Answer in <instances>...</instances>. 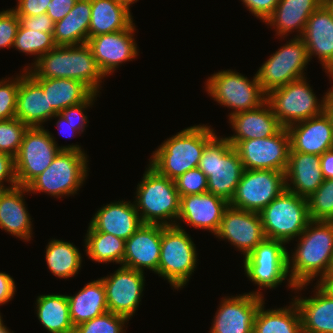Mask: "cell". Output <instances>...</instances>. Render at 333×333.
<instances>
[{
	"instance_id": "6da1fadb",
	"label": "cell",
	"mask_w": 333,
	"mask_h": 333,
	"mask_svg": "<svg viewBox=\"0 0 333 333\" xmlns=\"http://www.w3.org/2000/svg\"><path fill=\"white\" fill-rule=\"evenodd\" d=\"M297 238L292 257L288 252V273L296 293L315 277L321 279L329 272L333 259V221L311 220Z\"/></svg>"
},
{
	"instance_id": "7a4b0ae2",
	"label": "cell",
	"mask_w": 333,
	"mask_h": 333,
	"mask_svg": "<svg viewBox=\"0 0 333 333\" xmlns=\"http://www.w3.org/2000/svg\"><path fill=\"white\" fill-rule=\"evenodd\" d=\"M33 65V66H32ZM25 70L33 78H69L81 81L93 93H99L106 77L87 43L56 46Z\"/></svg>"
},
{
	"instance_id": "3957f363",
	"label": "cell",
	"mask_w": 333,
	"mask_h": 333,
	"mask_svg": "<svg viewBox=\"0 0 333 333\" xmlns=\"http://www.w3.org/2000/svg\"><path fill=\"white\" fill-rule=\"evenodd\" d=\"M208 125H193L167 138L153 151L149 164L161 175L175 180L199 166L206 144L216 135Z\"/></svg>"
},
{
	"instance_id": "277c9868",
	"label": "cell",
	"mask_w": 333,
	"mask_h": 333,
	"mask_svg": "<svg viewBox=\"0 0 333 333\" xmlns=\"http://www.w3.org/2000/svg\"><path fill=\"white\" fill-rule=\"evenodd\" d=\"M147 166L133 201L140 220L143 224L176 225L180 197L175 182L161 175L150 164Z\"/></svg>"
},
{
	"instance_id": "5b68a950",
	"label": "cell",
	"mask_w": 333,
	"mask_h": 333,
	"mask_svg": "<svg viewBox=\"0 0 333 333\" xmlns=\"http://www.w3.org/2000/svg\"><path fill=\"white\" fill-rule=\"evenodd\" d=\"M198 168L207 176L208 192L230 203L245 168L225 137L215 135L206 144Z\"/></svg>"
},
{
	"instance_id": "8992f818",
	"label": "cell",
	"mask_w": 333,
	"mask_h": 333,
	"mask_svg": "<svg viewBox=\"0 0 333 333\" xmlns=\"http://www.w3.org/2000/svg\"><path fill=\"white\" fill-rule=\"evenodd\" d=\"M180 224L162 225L160 260L156 273L177 290L189 282L198 258L191 236Z\"/></svg>"
},
{
	"instance_id": "52a82bcc",
	"label": "cell",
	"mask_w": 333,
	"mask_h": 333,
	"mask_svg": "<svg viewBox=\"0 0 333 333\" xmlns=\"http://www.w3.org/2000/svg\"><path fill=\"white\" fill-rule=\"evenodd\" d=\"M45 127H29L25 132L15 160V173L19 186L27 187L52 163L60 150L85 153L79 145L58 146L55 137Z\"/></svg>"
},
{
	"instance_id": "ba28073f",
	"label": "cell",
	"mask_w": 333,
	"mask_h": 333,
	"mask_svg": "<svg viewBox=\"0 0 333 333\" xmlns=\"http://www.w3.org/2000/svg\"><path fill=\"white\" fill-rule=\"evenodd\" d=\"M87 159L85 153L60 150L51 165L27 186L28 191L43 192L59 199L77 194L88 176Z\"/></svg>"
},
{
	"instance_id": "9c48e42d",
	"label": "cell",
	"mask_w": 333,
	"mask_h": 333,
	"mask_svg": "<svg viewBox=\"0 0 333 333\" xmlns=\"http://www.w3.org/2000/svg\"><path fill=\"white\" fill-rule=\"evenodd\" d=\"M265 237L288 243L311 221L307 198L285 189L260 213Z\"/></svg>"
},
{
	"instance_id": "30bf717a",
	"label": "cell",
	"mask_w": 333,
	"mask_h": 333,
	"mask_svg": "<svg viewBox=\"0 0 333 333\" xmlns=\"http://www.w3.org/2000/svg\"><path fill=\"white\" fill-rule=\"evenodd\" d=\"M205 87L207 94L214 101L234 110L229 116L255 109L267 99L256 74L249 80L245 75L231 69L212 74L208 77Z\"/></svg>"
},
{
	"instance_id": "8fae6325",
	"label": "cell",
	"mask_w": 333,
	"mask_h": 333,
	"mask_svg": "<svg viewBox=\"0 0 333 333\" xmlns=\"http://www.w3.org/2000/svg\"><path fill=\"white\" fill-rule=\"evenodd\" d=\"M320 101L307 82L306 77L274 89L267 94L274 115L282 127L321 115L325 110V97ZM319 101V102H318Z\"/></svg>"
},
{
	"instance_id": "7c38bea8",
	"label": "cell",
	"mask_w": 333,
	"mask_h": 333,
	"mask_svg": "<svg viewBox=\"0 0 333 333\" xmlns=\"http://www.w3.org/2000/svg\"><path fill=\"white\" fill-rule=\"evenodd\" d=\"M286 243L265 238L246 257L243 258L244 272L253 284L263 288L274 289L285 279L292 291L295 285L288 273V250Z\"/></svg>"
},
{
	"instance_id": "4fadbf2b",
	"label": "cell",
	"mask_w": 333,
	"mask_h": 333,
	"mask_svg": "<svg viewBox=\"0 0 333 333\" xmlns=\"http://www.w3.org/2000/svg\"><path fill=\"white\" fill-rule=\"evenodd\" d=\"M290 40L271 54L256 72L258 82L266 95L305 77L304 69L310 62L305 42L296 36Z\"/></svg>"
},
{
	"instance_id": "5bb4252c",
	"label": "cell",
	"mask_w": 333,
	"mask_h": 333,
	"mask_svg": "<svg viewBox=\"0 0 333 333\" xmlns=\"http://www.w3.org/2000/svg\"><path fill=\"white\" fill-rule=\"evenodd\" d=\"M237 151L246 170L286 172L290 151L287 128L268 138L228 141Z\"/></svg>"
},
{
	"instance_id": "9a60e30c",
	"label": "cell",
	"mask_w": 333,
	"mask_h": 333,
	"mask_svg": "<svg viewBox=\"0 0 333 333\" xmlns=\"http://www.w3.org/2000/svg\"><path fill=\"white\" fill-rule=\"evenodd\" d=\"M285 189V172L245 169L229 205L260 213Z\"/></svg>"
},
{
	"instance_id": "2e32d148",
	"label": "cell",
	"mask_w": 333,
	"mask_h": 333,
	"mask_svg": "<svg viewBox=\"0 0 333 333\" xmlns=\"http://www.w3.org/2000/svg\"><path fill=\"white\" fill-rule=\"evenodd\" d=\"M264 295L257 290L222 298L209 333H253L254 320Z\"/></svg>"
},
{
	"instance_id": "e0dca14e",
	"label": "cell",
	"mask_w": 333,
	"mask_h": 333,
	"mask_svg": "<svg viewBox=\"0 0 333 333\" xmlns=\"http://www.w3.org/2000/svg\"><path fill=\"white\" fill-rule=\"evenodd\" d=\"M100 279L105 287L109 312L130 320L143 296L144 272L121 265L113 274Z\"/></svg>"
},
{
	"instance_id": "ac0fdd59",
	"label": "cell",
	"mask_w": 333,
	"mask_h": 333,
	"mask_svg": "<svg viewBox=\"0 0 333 333\" xmlns=\"http://www.w3.org/2000/svg\"><path fill=\"white\" fill-rule=\"evenodd\" d=\"M215 237L228 240L246 257L266 237L259 213L234 208L229 205Z\"/></svg>"
},
{
	"instance_id": "d6986e66",
	"label": "cell",
	"mask_w": 333,
	"mask_h": 333,
	"mask_svg": "<svg viewBox=\"0 0 333 333\" xmlns=\"http://www.w3.org/2000/svg\"><path fill=\"white\" fill-rule=\"evenodd\" d=\"M135 24L127 29L109 34H101L88 39L93 57L104 75L115 72L116 68L126 61L138 56V46L134 39Z\"/></svg>"
},
{
	"instance_id": "ffe728a7",
	"label": "cell",
	"mask_w": 333,
	"mask_h": 333,
	"mask_svg": "<svg viewBox=\"0 0 333 333\" xmlns=\"http://www.w3.org/2000/svg\"><path fill=\"white\" fill-rule=\"evenodd\" d=\"M162 225L141 224L125 242L122 266L144 272H158Z\"/></svg>"
},
{
	"instance_id": "44dd1931",
	"label": "cell",
	"mask_w": 333,
	"mask_h": 333,
	"mask_svg": "<svg viewBox=\"0 0 333 333\" xmlns=\"http://www.w3.org/2000/svg\"><path fill=\"white\" fill-rule=\"evenodd\" d=\"M229 202L206 192L180 197L178 220L196 229L216 234Z\"/></svg>"
},
{
	"instance_id": "7402d4cb",
	"label": "cell",
	"mask_w": 333,
	"mask_h": 333,
	"mask_svg": "<svg viewBox=\"0 0 333 333\" xmlns=\"http://www.w3.org/2000/svg\"><path fill=\"white\" fill-rule=\"evenodd\" d=\"M290 151L322 155L333 148V125L325 111L287 127Z\"/></svg>"
},
{
	"instance_id": "603a6c76",
	"label": "cell",
	"mask_w": 333,
	"mask_h": 333,
	"mask_svg": "<svg viewBox=\"0 0 333 333\" xmlns=\"http://www.w3.org/2000/svg\"><path fill=\"white\" fill-rule=\"evenodd\" d=\"M301 38L309 61L314 55L325 71L333 68V10L326 2L309 17Z\"/></svg>"
},
{
	"instance_id": "cb8c5ba5",
	"label": "cell",
	"mask_w": 333,
	"mask_h": 333,
	"mask_svg": "<svg viewBox=\"0 0 333 333\" xmlns=\"http://www.w3.org/2000/svg\"><path fill=\"white\" fill-rule=\"evenodd\" d=\"M21 73L15 117L28 127H44L57 112L48 107L42 86L25 69Z\"/></svg>"
},
{
	"instance_id": "d4e9b609",
	"label": "cell",
	"mask_w": 333,
	"mask_h": 333,
	"mask_svg": "<svg viewBox=\"0 0 333 333\" xmlns=\"http://www.w3.org/2000/svg\"><path fill=\"white\" fill-rule=\"evenodd\" d=\"M228 117L235 132L225 137L227 141L268 138L282 128L267 100L255 109L238 112Z\"/></svg>"
},
{
	"instance_id": "484cf974",
	"label": "cell",
	"mask_w": 333,
	"mask_h": 333,
	"mask_svg": "<svg viewBox=\"0 0 333 333\" xmlns=\"http://www.w3.org/2000/svg\"><path fill=\"white\" fill-rule=\"evenodd\" d=\"M89 224L96 231L109 233L126 241L142 222L134 202L118 200L100 207Z\"/></svg>"
},
{
	"instance_id": "4316f807",
	"label": "cell",
	"mask_w": 333,
	"mask_h": 333,
	"mask_svg": "<svg viewBox=\"0 0 333 333\" xmlns=\"http://www.w3.org/2000/svg\"><path fill=\"white\" fill-rule=\"evenodd\" d=\"M320 167V155L289 152L285 172L286 189L308 198L325 180Z\"/></svg>"
},
{
	"instance_id": "83f0119b",
	"label": "cell",
	"mask_w": 333,
	"mask_h": 333,
	"mask_svg": "<svg viewBox=\"0 0 333 333\" xmlns=\"http://www.w3.org/2000/svg\"><path fill=\"white\" fill-rule=\"evenodd\" d=\"M27 187L15 186L0 191V228L26 242L32 236L31 216L25 206Z\"/></svg>"
},
{
	"instance_id": "f1b7e54d",
	"label": "cell",
	"mask_w": 333,
	"mask_h": 333,
	"mask_svg": "<svg viewBox=\"0 0 333 333\" xmlns=\"http://www.w3.org/2000/svg\"><path fill=\"white\" fill-rule=\"evenodd\" d=\"M325 0H280L272 15L264 22L273 27L276 35L284 38L290 33L301 37L307 20Z\"/></svg>"
},
{
	"instance_id": "f546056e",
	"label": "cell",
	"mask_w": 333,
	"mask_h": 333,
	"mask_svg": "<svg viewBox=\"0 0 333 333\" xmlns=\"http://www.w3.org/2000/svg\"><path fill=\"white\" fill-rule=\"evenodd\" d=\"M315 286L314 296L292 299L300 312L302 333H333V297Z\"/></svg>"
},
{
	"instance_id": "4dcf8cb0",
	"label": "cell",
	"mask_w": 333,
	"mask_h": 333,
	"mask_svg": "<svg viewBox=\"0 0 333 333\" xmlns=\"http://www.w3.org/2000/svg\"><path fill=\"white\" fill-rule=\"evenodd\" d=\"M73 326L108 312L105 287L101 279L87 283L76 294L67 295Z\"/></svg>"
},
{
	"instance_id": "1f68e13d",
	"label": "cell",
	"mask_w": 333,
	"mask_h": 333,
	"mask_svg": "<svg viewBox=\"0 0 333 333\" xmlns=\"http://www.w3.org/2000/svg\"><path fill=\"white\" fill-rule=\"evenodd\" d=\"M132 23L131 12L118 0H91L88 39L125 30Z\"/></svg>"
},
{
	"instance_id": "d6a6232c",
	"label": "cell",
	"mask_w": 333,
	"mask_h": 333,
	"mask_svg": "<svg viewBox=\"0 0 333 333\" xmlns=\"http://www.w3.org/2000/svg\"><path fill=\"white\" fill-rule=\"evenodd\" d=\"M90 21L91 0H78L67 15L55 23V44L72 46L87 43Z\"/></svg>"
},
{
	"instance_id": "836d02e7",
	"label": "cell",
	"mask_w": 333,
	"mask_h": 333,
	"mask_svg": "<svg viewBox=\"0 0 333 333\" xmlns=\"http://www.w3.org/2000/svg\"><path fill=\"white\" fill-rule=\"evenodd\" d=\"M47 94L48 107L57 113L85 101L93 92L81 81L69 78H34Z\"/></svg>"
},
{
	"instance_id": "e575fe53",
	"label": "cell",
	"mask_w": 333,
	"mask_h": 333,
	"mask_svg": "<svg viewBox=\"0 0 333 333\" xmlns=\"http://www.w3.org/2000/svg\"><path fill=\"white\" fill-rule=\"evenodd\" d=\"M35 304L38 320L48 332L74 333V326L69 315L67 295H39Z\"/></svg>"
},
{
	"instance_id": "d590c367",
	"label": "cell",
	"mask_w": 333,
	"mask_h": 333,
	"mask_svg": "<svg viewBox=\"0 0 333 333\" xmlns=\"http://www.w3.org/2000/svg\"><path fill=\"white\" fill-rule=\"evenodd\" d=\"M263 302L254 320L253 333H302L300 312L294 301L287 307L265 310Z\"/></svg>"
},
{
	"instance_id": "8d00e7d4",
	"label": "cell",
	"mask_w": 333,
	"mask_h": 333,
	"mask_svg": "<svg viewBox=\"0 0 333 333\" xmlns=\"http://www.w3.org/2000/svg\"><path fill=\"white\" fill-rule=\"evenodd\" d=\"M48 269L58 278L67 279L78 274L82 264V254L73 243L52 239L45 252Z\"/></svg>"
},
{
	"instance_id": "74e56055",
	"label": "cell",
	"mask_w": 333,
	"mask_h": 333,
	"mask_svg": "<svg viewBox=\"0 0 333 333\" xmlns=\"http://www.w3.org/2000/svg\"><path fill=\"white\" fill-rule=\"evenodd\" d=\"M125 240L109 233L96 231L90 224L85 235V252L92 261L98 263L115 262L122 265Z\"/></svg>"
},
{
	"instance_id": "f35d334b",
	"label": "cell",
	"mask_w": 333,
	"mask_h": 333,
	"mask_svg": "<svg viewBox=\"0 0 333 333\" xmlns=\"http://www.w3.org/2000/svg\"><path fill=\"white\" fill-rule=\"evenodd\" d=\"M56 46L53 33L26 29L19 25L12 48H16L19 52L27 55H34L36 57L35 63L43 54Z\"/></svg>"
},
{
	"instance_id": "ab89813d",
	"label": "cell",
	"mask_w": 333,
	"mask_h": 333,
	"mask_svg": "<svg viewBox=\"0 0 333 333\" xmlns=\"http://www.w3.org/2000/svg\"><path fill=\"white\" fill-rule=\"evenodd\" d=\"M307 204L311 220L333 221V179H325L307 198Z\"/></svg>"
},
{
	"instance_id": "60d3db41",
	"label": "cell",
	"mask_w": 333,
	"mask_h": 333,
	"mask_svg": "<svg viewBox=\"0 0 333 333\" xmlns=\"http://www.w3.org/2000/svg\"><path fill=\"white\" fill-rule=\"evenodd\" d=\"M128 321L127 317L108 311L75 326L74 333H124V324Z\"/></svg>"
},
{
	"instance_id": "b9f144b4",
	"label": "cell",
	"mask_w": 333,
	"mask_h": 333,
	"mask_svg": "<svg viewBox=\"0 0 333 333\" xmlns=\"http://www.w3.org/2000/svg\"><path fill=\"white\" fill-rule=\"evenodd\" d=\"M28 128L16 117L0 120V153H7L15 157Z\"/></svg>"
},
{
	"instance_id": "7bdbcfd3",
	"label": "cell",
	"mask_w": 333,
	"mask_h": 333,
	"mask_svg": "<svg viewBox=\"0 0 333 333\" xmlns=\"http://www.w3.org/2000/svg\"><path fill=\"white\" fill-rule=\"evenodd\" d=\"M21 74L0 80V120L15 118Z\"/></svg>"
},
{
	"instance_id": "ee69618b",
	"label": "cell",
	"mask_w": 333,
	"mask_h": 333,
	"mask_svg": "<svg viewBox=\"0 0 333 333\" xmlns=\"http://www.w3.org/2000/svg\"><path fill=\"white\" fill-rule=\"evenodd\" d=\"M174 182L179 197L208 192L207 176L198 167L185 172Z\"/></svg>"
},
{
	"instance_id": "f6af8a7d",
	"label": "cell",
	"mask_w": 333,
	"mask_h": 333,
	"mask_svg": "<svg viewBox=\"0 0 333 333\" xmlns=\"http://www.w3.org/2000/svg\"><path fill=\"white\" fill-rule=\"evenodd\" d=\"M99 94L97 93H92L85 101L74 105L70 106L64 110H62L59 114L63 116L69 123L75 126V130L81 134L84 132L88 121L87 114H85V110L90 108L95 99L98 97Z\"/></svg>"
},
{
	"instance_id": "bcb514c9",
	"label": "cell",
	"mask_w": 333,
	"mask_h": 333,
	"mask_svg": "<svg viewBox=\"0 0 333 333\" xmlns=\"http://www.w3.org/2000/svg\"><path fill=\"white\" fill-rule=\"evenodd\" d=\"M19 27V19L16 12L10 8L0 11V48H10Z\"/></svg>"
},
{
	"instance_id": "7dc6e473",
	"label": "cell",
	"mask_w": 333,
	"mask_h": 333,
	"mask_svg": "<svg viewBox=\"0 0 333 333\" xmlns=\"http://www.w3.org/2000/svg\"><path fill=\"white\" fill-rule=\"evenodd\" d=\"M4 182H8L9 186H5ZM17 185L14 157L7 153H0V191Z\"/></svg>"
},
{
	"instance_id": "c3c4849f",
	"label": "cell",
	"mask_w": 333,
	"mask_h": 333,
	"mask_svg": "<svg viewBox=\"0 0 333 333\" xmlns=\"http://www.w3.org/2000/svg\"><path fill=\"white\" fill-rule=\"evenodd\" d=\"M19 25L26 29H36L45 33H53L55 22L47 15L43 13L37 16H18Z\"/></svg>"
},
{
	"instance_id": "681fc988",
	"label": "cell",
	"mask_w": 333,
	"mask_h": 333,
	"mask_svg": "<svg viewBox=\"0 0 333 333\" xmlns=\"http://www.w3.org/2000/svg\"><path fill=\"white\" fill-rule=\"evenodd\" d=\"M245 7L262 22H265L274 12L280 0H241Z\"/></svg>"
},
{
	"instance_id": "f907efd6",
	"label": "cell",
	"mask_w": 333,
	"mask_h": 333,
	"mask_svg": "<svg viewBox=\"0 0 333 333\" xmlns=\"http://www.w3.org/2000/svg\"><path fill=\"white\" fill-rule=\"evenodd\" d=\"M51 0H18L16 8H12L18 16H37L47 13V5Z\"/></svg>"
},
{
	"instance_id": "816d5d0a",
	"label": "cell",
	"mask_w": 333,
	"mask_h": 333,
	"mask_svg": "<svg viewBox=\"0 0 333 333\" xmlns=\"http://www.w3.org/2000/svg\"><path fill=\"white\" fill-rule=\"evenodd\" d=\"M78 0H51L47 5V15L56 23L63 19Z\"/></svg>"
},
{
	"instance_id": "f5cc1de1",
	"label": "cell",
	"mask_w": 333,
	"mask_h": 333,
	"mask_svg": "<svg viewBox=\"0 0 333 333\" xmlns=\"http://www.w3.org/2000/svg\"><path fill=\"white\" fill-rule=\"evenodd\" d=\"M16 292L14 279L5 272H0V306L8 303Z\"/></svg>"
},
{
	"instance_id": "db71d44e",
	"label": "cell",
	"mask_w": 333,
	"mask_h": 333,
	"mask_svg": "<svg viewBox=\"0 0 333 333\" xmlns=\"http://www.w3.org/2000/svg\"><path fill=\"white\" fill-rule=\"evenodd\" d=\"M320 164L324 179H333V148L320 156Z\"/></svg>"
},
{
	"instance_id": "11a10c76",
	"label": "cell",
	"mask_w": 333,
	"mask_h": 333,
	"mask_svg": "<svg viewBox=\"0 0 333 333\" xmlns=\"http://www.w3.org/2000/svg\"><path fill=\"white\" fill-rule=\"evenodd\" d=\"M58 118V121L56 122V126L59 130L60 135H64L63 137H73L74 134H79L75 130V126L69 123L63 116H61L59 113L55 114L53 118ZM74 133V134H73Z\"/></svg>"
},
{
	"instance_id": "9f6ffc18",
	"label": "cell",
	"mask_w": 333,
	"mask_h": 333,
	"mask_svg": "<svg viewBox=\"0 0 333 333\" xmlns=\"http://www.w3.org/2000/svg\"><path fill=\"white\" fill-rule=\"evenodd\" d=\"M316 284L329 296L333 297V274H325Z\"/></svg>"
},
{
	"instance_id": "6f0895ef",
	"label": "cell",
	"mask_w": 333,
	"mask_h": 333,
	"mask_svg": "<svg viewBox=\"0 0 333 333\" xmlns=\"http://www.w3.org/2000/svg\"><path fill=\"white\" fill-rule=\"evenodd\" d=\"M325 113L330 117L333 125V99L326 94L325 97Z\"/></svg>"
},
{
	"instance_id": "680465c9",
	"label": "cell",
	"mask_w": 333,
	"mask_h": 333,
	"mask_svg": "<svg viewBox=\"0 0 333 333\" xmlns=\"http://www.w3.org/2000/svg\"><path fill=\"white\" fill-rule=\"evenodd\" d=\"M327 74H329V78L333 81V68L332 69H329V70H327V71H325ZM327 94L329 95V96H333V85H332V87L331 88H329L328 90H327Z\"/></svg>"
},
{
	"instance_id": "91938a15",
	"label": "cell",
	"mask_w": 333,
	"mask_h": 333,
	"mask_svg": "<svg viewBox=\"0 0 333 333\" xmlns=\"http://www.w3.org/2000/svg\"><path fill=\"white\" fill-rule=\"evenodd\" d=\"M118 1L130 11V6L136 3L138 0H118Z\"/></svg>"
},
{
	"instance_id": "94428289",
	"label": "cell",
	"mask_w": 333,
	"mask_h": 333,
	"mask_svg": "<svg viewBox=\"0 0 333 333\" xmlns=\"http://www.w3.org/2000/svg\"><path fill=\"white\" fill-rule=\"evenodd\" d=\"M0 333H11V331L7 329V327L4 324H2L0 326Z\"/></svg>"
},
{
	"instance_id": "6125c7cd",
	"label": "cell",
	"mask_w": 333,
	"mask_h": 333,
	"mask_svg": "<svg viewBox=\"0 0 333 333\" xmlns=\"http://www.w3.org/2000/svg\"><path fill=\"white\" fill-rule=\"evenodd\" d=\"M325 2L333 10V0H325Z\"/></svg>"
},
{
	"instance_id": "be15d7a7",
	"label": "cell",
	"mask_w": 333,
	"mask_h": 333,
	"mask_svg": "<svg viewBox=\"0 0 333 333\" xmlns=\"http://www.w3.org/2000/svg\"><path fill=\"white\" fill-rule=\"evenodd\" d=\"M327 274H333V259H332V263H331L329 272Z\"/></svg>"
},
{
	"instance_id": "e7e4bbea",
	"label": "cell",
	"mask_w": 333,
	"mask_h": 333,
	"mask_svg": "<svg viewBox=\"0 0 333 333\" xmlns=\"http://www.w3.org/2000/svg\"><path fill=\"white\" fill-rule=\"evenodd\" d=\"M3 324V320H2V316H1V313H0V326Z\"/></svg>"
}]
</instances>
